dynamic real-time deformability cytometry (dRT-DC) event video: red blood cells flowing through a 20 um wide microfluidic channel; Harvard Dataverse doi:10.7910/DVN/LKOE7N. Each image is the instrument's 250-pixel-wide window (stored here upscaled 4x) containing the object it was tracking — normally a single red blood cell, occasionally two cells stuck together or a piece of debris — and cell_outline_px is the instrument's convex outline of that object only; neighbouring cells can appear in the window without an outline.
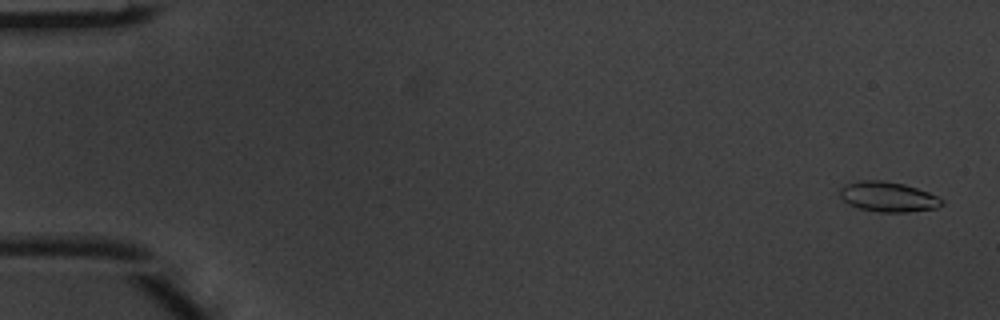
{"species": "common noctule bat (a hibernating species)", "species_latin": "Nyctalus noctula", "temperature_condition": "warm", "stored_images_in_passage": 5, "camera_frame_rate_fps": 3000, "um_per_image_px": 0.085, "animal": {"sex": "male", "body_mass_g": 20.1, "forearm_length_mm": 53.5}, "frame": {"image": 1, "passage_image": 1, "time_ms": 0.0, "image_size_px": [1000, 320], "cell_outline_px": [[944, 204], [936, 208], [908, 212], [876, 212], [860, 208], [848, 204], [840, 196], [840, 188], [844, 184], [860, 180], [884, 180], [904, 184], [928, 192], [944, 200]], "centroid_in_image_um": [75.48, 16.72], "position_along_channel_um": 9.5, "area_um2": 17.92}}